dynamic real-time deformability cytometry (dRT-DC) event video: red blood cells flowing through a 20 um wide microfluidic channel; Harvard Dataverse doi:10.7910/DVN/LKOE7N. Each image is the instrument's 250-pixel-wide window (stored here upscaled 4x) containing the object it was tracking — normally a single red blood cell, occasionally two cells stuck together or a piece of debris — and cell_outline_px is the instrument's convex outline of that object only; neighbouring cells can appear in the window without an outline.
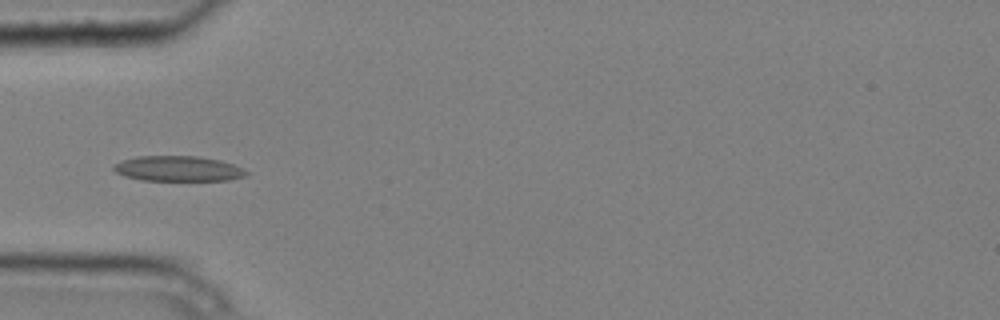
{"species": "common noctule bat (a hibernating species)", "species_latin": "Nyctalus noctula", "temperature_condition": "cold", "stored_images_in_passage": 6, "camera_frame_rate_fps": 3000, "um_per_image_px": 0.085, "animal": {"sex": "male", "body_mass_g": 20.4}, "frame": {"image": 1, "passage_image": 4, "time_ms": 1.0, "image_size_px": [1000, 320], "cell_outline_px": [[248, 172], [244, 176], [228, 180], [144, 180], [124, 176], [116, 172], [112, 168], [120, 160], [136, 156], [196, 156], [220, 160], [232, 164]], "centroid_in_image_um": [15.09, 14.32], "position_along_channel_um": 69.9, "area_um2": 19.31}}
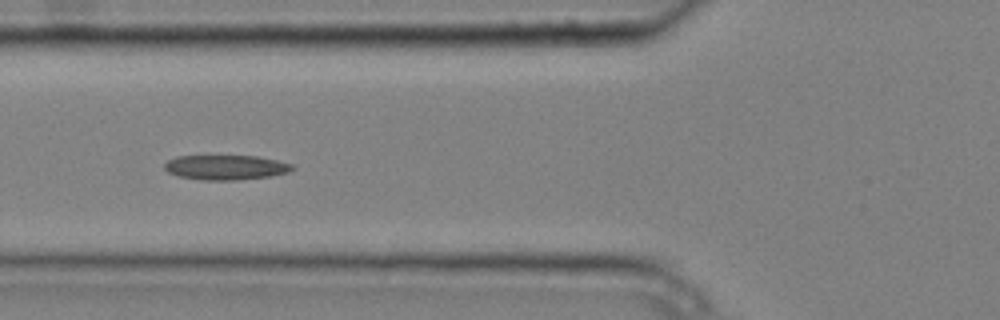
{"frame": {"image": 2, "passage_image": 5, "time_ms": 1.333, "image_size_px": [1000, 320], "cell_outline_px": [[296, 168], [288, 172], [272, 176], [236, 180], [200, 180], [180, 176], [168, 172], [164, 168], [164, 164], [168, 160], [176, 156], [256, 156], [276, 160], [292, 164]], "centroid_in_image_um": [19.2, 14.23], "position_along_channel_um": 106.6, "area_um2": 18.44}}
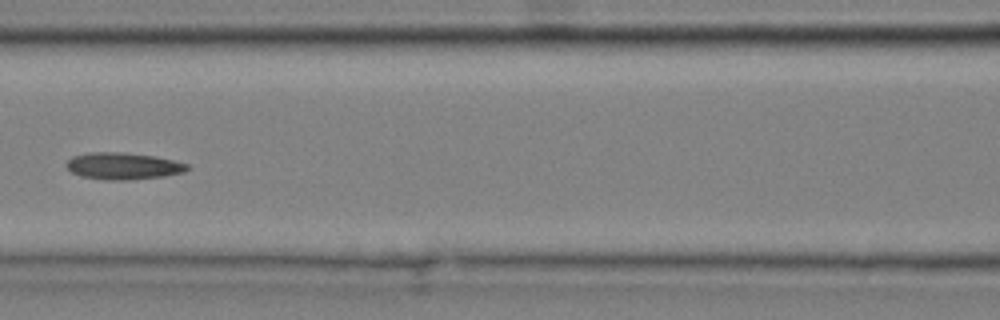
{"frame": {"image": 3, "passage_image": 6, "time_ms": 1.667, "image_size_px": [1000, 320], "cell_outline_px": [[192, 168], [184, 172], [164, 176], [124, 180], [104, 180], [80, 176], [72, 172], [64, 164], [72, 156], [88, 152], [124, 152], [156, 156], [188, 164]], "centroid_in_image_um": [10.46, 14.1], "position_along_channel_um": 156.1, "area_um2": 19.07}}